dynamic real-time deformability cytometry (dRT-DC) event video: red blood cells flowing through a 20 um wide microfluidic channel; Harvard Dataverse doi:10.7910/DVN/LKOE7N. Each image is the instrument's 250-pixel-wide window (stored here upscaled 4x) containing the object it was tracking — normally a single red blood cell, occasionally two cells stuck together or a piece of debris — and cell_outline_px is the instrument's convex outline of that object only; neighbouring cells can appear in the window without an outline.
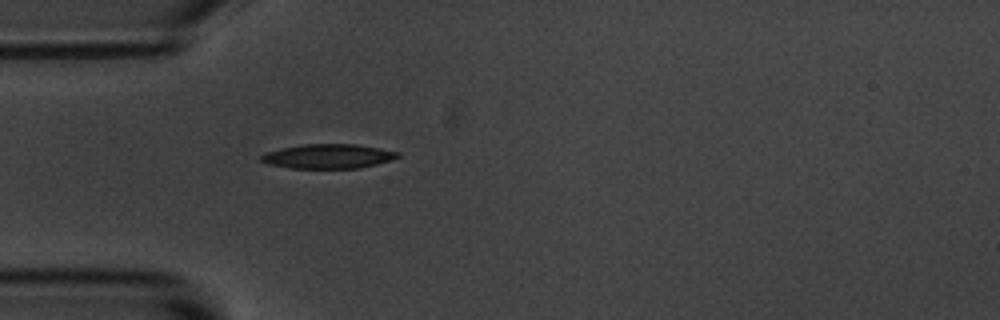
{"species": "common noctule bat (a hibernating species)", "species_latin": "Nyctalus noctula", "temperature_condition": "room temperature", "stored_images_in_passage": 1, "camera_frame_rate_fps": 3000, "um_per_image_px": 0.085, "animal": {"sex": "male", "body_mass_g": 20.1, "forearm_length_mm": 53.5}, "frame": {"image": 1, "passage_image": 1, "time_ms": 0.0, "image_size_px": [1000, 320], "cell_outline_px": [[400, 156], [376, 164], [360, 168], [288, 168], [268, 164], [260, 160], [260, 156], [264, 152], [280, 148], [304, 144], [356, 144], [380, 148], [400, 152]], "centroid_in_image_um": [27.85, 13.28], "position_along_channel_um": 57.2, "area_um2": 19.48}}